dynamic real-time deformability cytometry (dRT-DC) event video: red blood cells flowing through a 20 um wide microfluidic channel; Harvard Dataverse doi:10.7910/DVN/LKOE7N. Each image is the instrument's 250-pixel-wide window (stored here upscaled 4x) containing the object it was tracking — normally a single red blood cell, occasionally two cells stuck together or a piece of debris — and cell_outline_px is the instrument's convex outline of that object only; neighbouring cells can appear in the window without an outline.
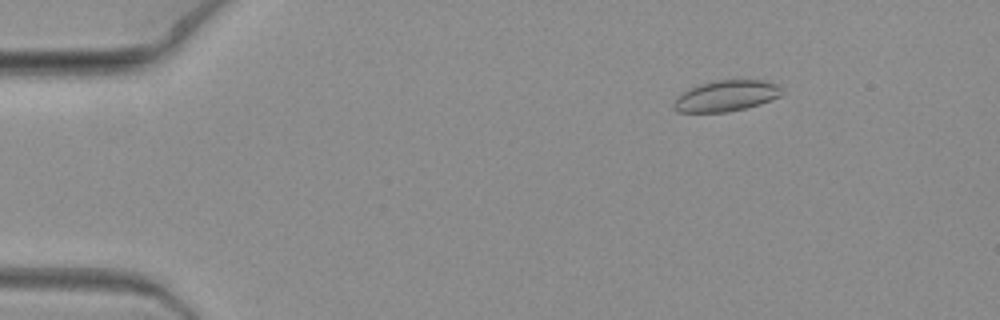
{"species": "common noctule bat (a hibernating species)", "species_latin": "Nyctalus noctula", "temperature_condition": "warm", "stored_images_in_passage": 8, "camera_frame_rate_fps": 3000, "um_per_image_px": 0.085, "animal": {"sex": "female", "body_mass_g": 19.3, "forearm_length_mm": 54.1}, "frame": {"image": 1, "passage_image": 3, "time_ms": 0.667, "image_size_px": [1000, 320], "cell_outline_px": [[780, 96], [760, 104], [728, 112], [676, 112], [672, 108], [672, 104], [688, 88], [700, 84], [716, 80], [764, 80], [776, 84], [780, 88]], "centroid_in_image_um": [61.69, 8.15], "position_along_channel_um": 23.3, "area_um2": 19.31}}
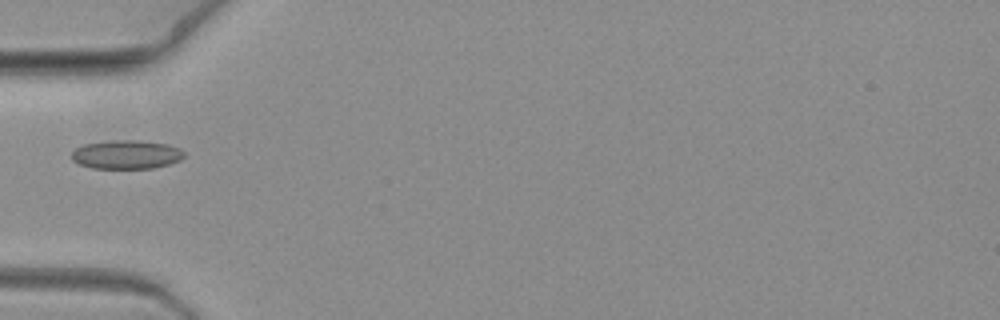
{"frame": {"image": 2, "passage_image": 7, "time_ms": 2.0, "image_size_px": [1000, 320], "cell_outline_px": [[184, 156], [180, 160], [168, 164], [152, 168], [92, 168], [80, 164], [72, 160], [72, 152], [76, 148], [84, 144], [112, 140], [140, 140], [168, 144], [180, 148], [184, 152]], "centroid_in_image_um": [10.75, 13.12], "position_along_channel_um": 74.2, "area_um2": 18.84}}